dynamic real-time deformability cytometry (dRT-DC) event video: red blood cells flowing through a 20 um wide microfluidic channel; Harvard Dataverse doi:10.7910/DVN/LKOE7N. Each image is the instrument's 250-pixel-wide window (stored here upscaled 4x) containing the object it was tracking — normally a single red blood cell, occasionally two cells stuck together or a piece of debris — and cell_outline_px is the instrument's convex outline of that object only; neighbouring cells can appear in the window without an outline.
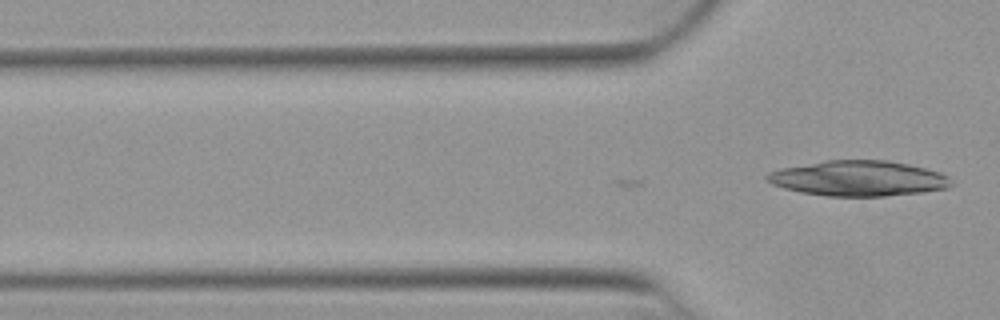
{"species": "Egyptian fruit bat (a non-hibernating species)", "species_latin": "Rousettus aegyptiacus", "temperature_condition": "warm", "stored_images_in_passage": 2, "camera_frame_rate_fps": 3000, "um_per_image_px": 0.085, "animal": {"sex": "female"}, "frame": {"image": 1, "passage_image": 2, "time_ms": 0.333, "image_size_px": [1000, 320], "cell_outline_px": [[952, 184], [948, 188], [924, 192], [884, 196], [828, 196], [800, 192], [784, 188], [772, 184], [764, 180], [764, 176], [768, 172], [780, 168], [828, 160], [884, 160], [908, 164], [940, 172], [948, 176]], "centroid_in_image_um": [72.93, 15.16], "position_along_channel_um": 52.9, "area_um2": 37.97}}